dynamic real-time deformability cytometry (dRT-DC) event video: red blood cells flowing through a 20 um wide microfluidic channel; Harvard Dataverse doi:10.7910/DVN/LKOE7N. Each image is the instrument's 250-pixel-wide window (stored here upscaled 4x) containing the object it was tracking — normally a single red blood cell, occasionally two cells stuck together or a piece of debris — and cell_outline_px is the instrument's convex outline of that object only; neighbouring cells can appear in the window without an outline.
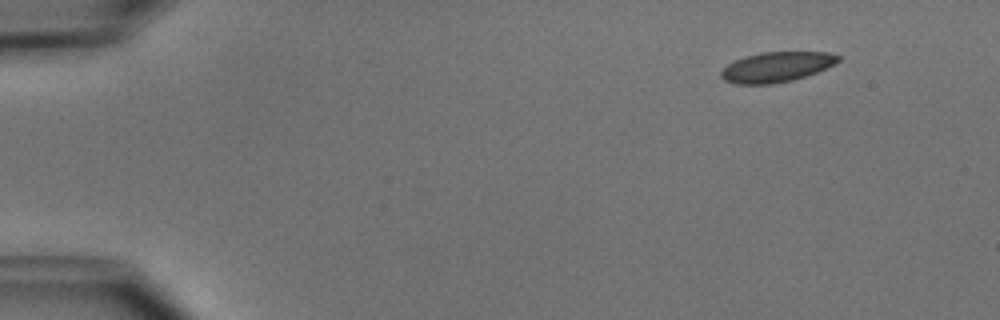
{"species": "common noctule bat (a hibernating species)", "species_latin": "Nyctalus noctula", "temperature_condition": "cold", "stored_images_in_passage": 4, "camera_frame_rate_fps": 3000, "um_per_image_px": 0.085, "animal": {"sex": "male", "body_mass_g": 15.6}, "frame": {"image": 1, "passage_image": 1, "time_ms": 0.0, "image_size_px": [1000, 320], "cell_outline_px": [[840, 60], [816, 72], [792, 80], [772, 84], [736, 84], [724, 80], [720, 76], [720, 72], [728, 64], [744, 56], [760, 52], [828, 52], [840, 56]], "centroid_in_image_um": [65.96, 5.69], "position_along_channel_um": 19.0, "area_um2": 20.35}}